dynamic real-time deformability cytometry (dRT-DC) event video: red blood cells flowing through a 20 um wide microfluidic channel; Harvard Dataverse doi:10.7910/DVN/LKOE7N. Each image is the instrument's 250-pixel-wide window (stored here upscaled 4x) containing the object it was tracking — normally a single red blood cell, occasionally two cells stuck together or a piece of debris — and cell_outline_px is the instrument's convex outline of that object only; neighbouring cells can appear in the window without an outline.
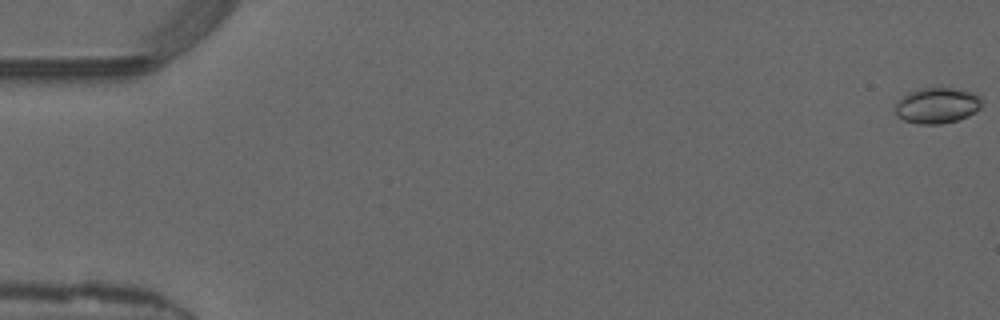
{"species": "common noctule bat (a hibernating species)", "species_latin": "Nyctalus noctula", "temperature_condition": "warm", "stored_images_in_passage": 51, "camera_frame_rate_fps": 3000, "um_per_image_px": 0.085, "animal": {"sex": "male", "forearm_length_mm": 52.5}, "frame": {"image": 1, "passage_image": 1, "time_ms": 0.0, "image_size_px": [1000, 320], "cell_outline_px": [[980, 108], [976, 112], [968, 116], [956, 120], [940, 124], [916, 124], [904, 120], [896, 116], [896, 104], [900, 96], [908, 92], [920, 88], [952, 88], [976, 92], [980, 96]], "centroid_in_image_um": [79.64, 8.96], "position_along_channel_um": 5.4, "area_um2": 18.21}}
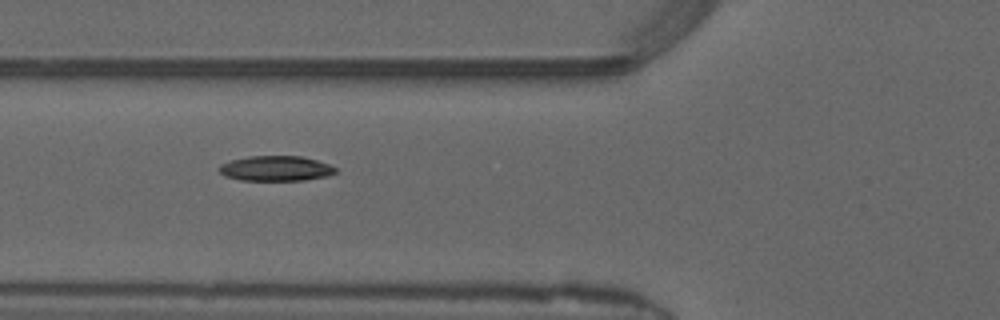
{"frame": {"image": 2, "passage_image": 20, "time_ms": 6.333, "image_size_px": [1000, 320], "cell_outline_px": [[340, 172], [328, 176], [304, 180], [240, 180], [224, 176], [216, 168], [220, 164], [232, 160], [248, 156], [300, 156], [316, 160], [328, 164], [336, 168]], "centroid_in_image_um": [23.44, 14.32], "position_along_channel_um": 102.4, "area_um2": 17.17}}
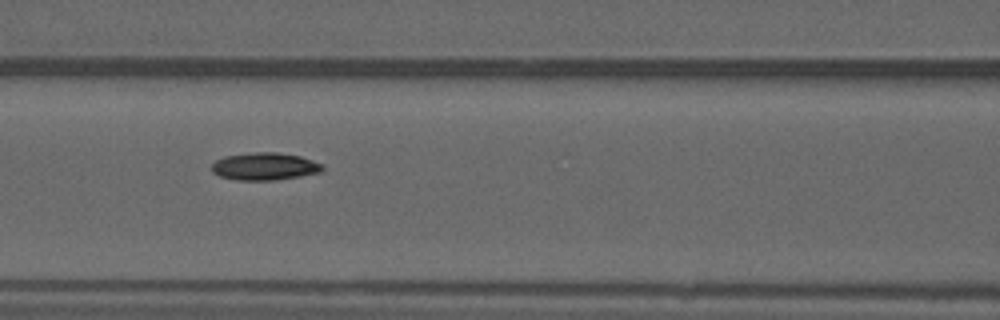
{"frame": {"image": 3, "passage_image": 23, "time_ms": 7.333, "image_size_px": [1000, 320], "cell_outline_px": [[324, 168], [320, 172], [300, 176], [276, 180], [236, 180], [220, 176], [212, 172], [212, 164], [216, 160], [224, 156], [252, 152], [276, 152], [300, 156], [324, 164]], "centroid_in_image_um": [22.5, 14.14], "position_along_channel_um": 144.1, "area_um2": 17.8}, "authors_computed_cell_mechanics": {"area_um2": 16.8776, "velocity_mm_per_s": 4.1565, "shape_relaxation_time_tau1_ms": 8.3265, "shape_relaxation_time_tau2_ms": null, "deformation_change_tau1": 0.2193, "deformation_change_tau2": null}}